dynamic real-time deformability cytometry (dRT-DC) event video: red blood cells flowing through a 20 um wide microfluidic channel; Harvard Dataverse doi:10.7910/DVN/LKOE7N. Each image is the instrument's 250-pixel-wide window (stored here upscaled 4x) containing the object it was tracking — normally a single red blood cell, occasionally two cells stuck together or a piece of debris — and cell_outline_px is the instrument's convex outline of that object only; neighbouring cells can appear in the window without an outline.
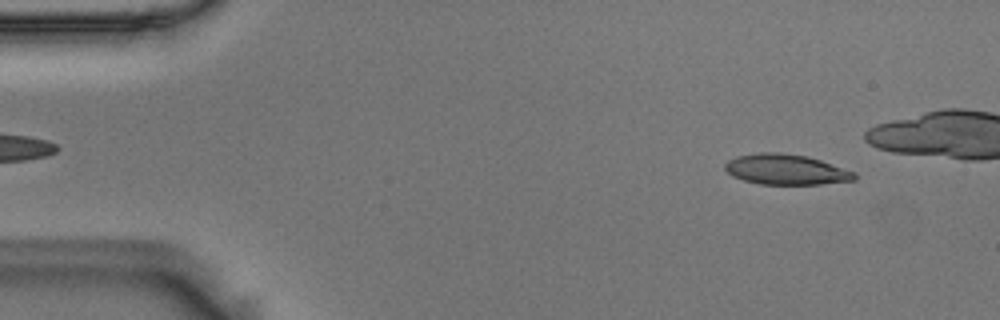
{"species": "Egyptian fruit bat (a non-hibernating species)", "species_latin": "Rousettus aegyptiacus", "temperature_condition": "room temperature", "stored_images_in_passage": 44, "camera_frame_rate_fps": 3000, "um_per_image_px": 0.085, "animal": {"sex": "male"}, "frame": {"image": 1, "passage_image": 5, "time_ms": 1.333, "image_size_px": [1000, 320], "cell_outline_px": [[856, 180], [820, 184], [760, 184], [744, 180], [732, 176], [724, 168], [724, 164], [728, 160], [736, 156], [760, 152], [780, 152], [808, 156], [856, 172]], "centroid_in_image_um": [66.8, 14.4], "position_along_channel_um": 18.2, "area_um2": 23.0}}
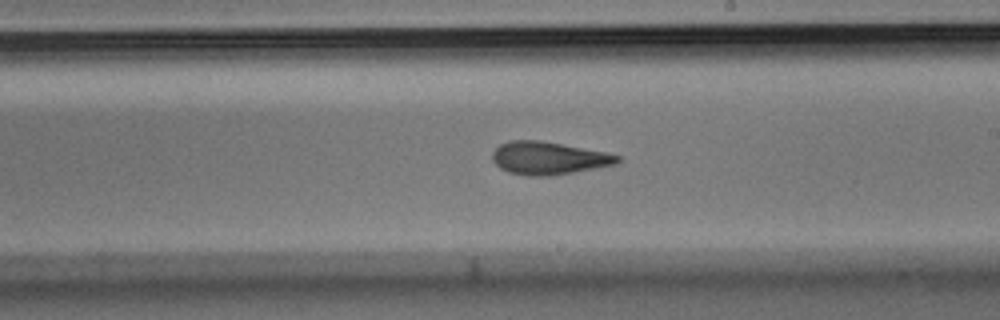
{"frame": {"image": 2, "passage_image": 31, "time_ms": 10.0, "image_size_px": [1000, 320], "cell_outline_px": [[620, 160], [616, 164], [552, 176], [528, 176], [508, 172], [500, 168], [492, 160], [492, 152], [500, 144], [508, 140], [540, 140], [604, 152], [620, 156]], "centroid_in_image_um": [46.58, 13.44], "position_along_channel_um": 242.4, "area_um2": 23.81}}
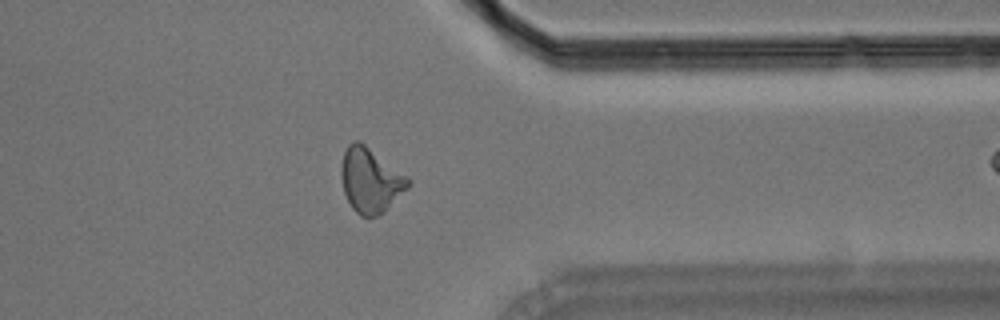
{"frame": {"image": 3, "passage_image": 43, "time_ms": 14.0, "image_size_px": [1000, 320], "cell_outline_px": [[412, 184], [384, 212], [376, 216], [360, 216], [352, 208], [344, 192], [340, 176], [340, 168], [344, 152], [348, 144], [352, 140], [360, 140], [408, 176], [412, 180]], "centroid_in_image_um": [31.49, 15.3], "position_along_channel_um": 379.9, "area_um2": 25.49}}